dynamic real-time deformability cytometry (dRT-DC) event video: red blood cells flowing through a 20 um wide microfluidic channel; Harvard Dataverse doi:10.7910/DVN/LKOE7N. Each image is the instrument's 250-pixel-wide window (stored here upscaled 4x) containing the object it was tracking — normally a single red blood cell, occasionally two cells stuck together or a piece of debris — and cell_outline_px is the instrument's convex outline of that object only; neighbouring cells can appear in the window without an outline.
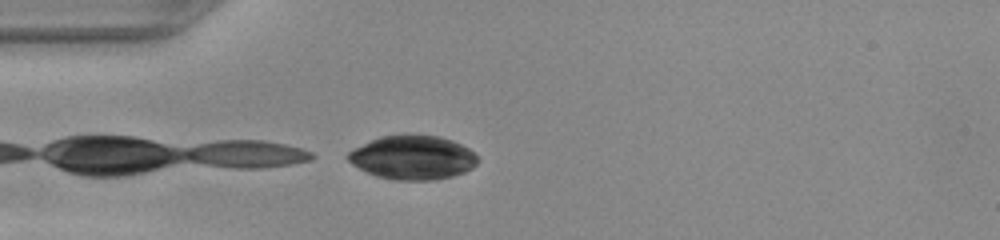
{"species": "common noctule bat (a hibernating species)", "species_latin": "Nyctalus noctula", "temperature_condition": "warm", "stored_images_in_passage": 13, "camera_frame_rate_fps": 3000, "um_per_image_px": 0.085, "animal": {"sex": "female", "body_mass_g": 22.0, "forearm_length_mm": 56.7}, "frame": {"image": 1, "passage_image": 1, "time_ms": 0.0, "image_size_px": [1000, 240], "cell_outline_px": [[476, 164], [472, 168], [464, 172], [452, 176], [432, 180], [396, 180], [376, 176], [352, 164], [348, 160], [348, 152], [352, 148], [380, 136], [440, 136], [452, 140], [476, 152]], "centroid_in_image_um": [35.08, 13.4], "position_along_channel_um": 49.9, "area_um2": 32.83}}
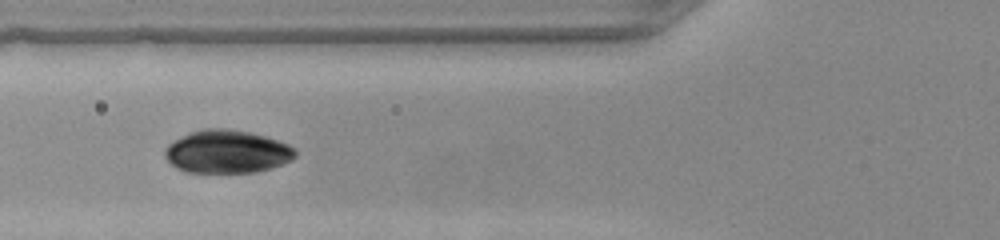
{"frame": {"image": 2, "passage_image": 6, "time_ms": 1.667, "image_size_px": [1000, 240], "cell_outline_px": [[296, 156], [292, 160], [256, 172], [184, 172], [176, 168], [164, 156], [164, 148], [172, 140], [188, 132], [204, 128], [224, 128], [248, 132], [264, 136], [288, 144], [296, 152]], "centroid_in_image_um": [19.23, 12.88], "position_along_channel_um": 106.6, "area_um2": 32.66}}